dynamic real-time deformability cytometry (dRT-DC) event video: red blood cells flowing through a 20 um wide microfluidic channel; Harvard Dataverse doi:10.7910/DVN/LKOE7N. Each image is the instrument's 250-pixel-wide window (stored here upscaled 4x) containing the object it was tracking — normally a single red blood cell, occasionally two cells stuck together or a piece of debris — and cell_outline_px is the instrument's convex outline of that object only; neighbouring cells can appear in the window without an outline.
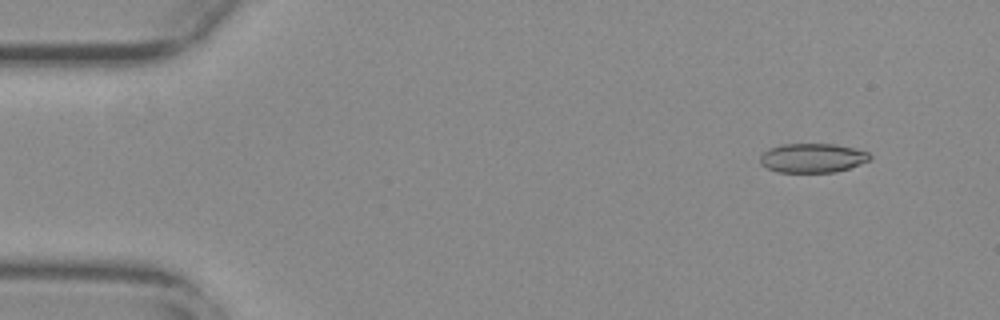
{"species": "common noctule bat (a hibernating species)", "species_latin": "Nyctalus noctula", "temperature_condition": "warm", "stored_images_in_passage": 11, "camera_frame_rate_fps": 3000, "um_per_image_px": 0.085, "animal": {"sex": "female", "body_mass_g": 29.2, "forearm_length_mm": 56.3}, "frame": {"image": 1, "passage_image": 1, "time_ms": 0.0, "image_size_px": [1000, 320], "cell_outline_px": [[872, 156], [868, 160], [848, 168], [836, 172], [776, 172], [760, 164], [760, 156], [768, 148], [784, 144], [836, 144], [868, 152]], "centroid_in_image_um": [69.02, 13.43], "position_along_channel_um": 16.0, "area_um2": 18.55}}
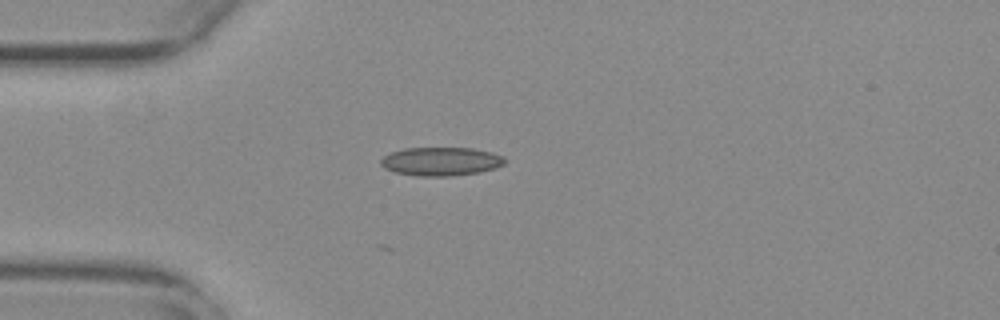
{"frame": {"image": 2, "passage_image": 11, "time_ms": 3.333, "image_size_px": [1000, 320], "cell_outline_px": [[504, 164], [496, 168], [476, 172], [452, 176], [416, 176], [396, 172], [384, 168], [380, 164], [380, 160], [384, 156], [392, 152], [404, 148], [472, 148], [492, 152], [500, 156], [504, 160]], "centroid_in_image_um": [37.44, 13.72], "position_along_channel_um": 47.6, "area_um2": 20.46}}